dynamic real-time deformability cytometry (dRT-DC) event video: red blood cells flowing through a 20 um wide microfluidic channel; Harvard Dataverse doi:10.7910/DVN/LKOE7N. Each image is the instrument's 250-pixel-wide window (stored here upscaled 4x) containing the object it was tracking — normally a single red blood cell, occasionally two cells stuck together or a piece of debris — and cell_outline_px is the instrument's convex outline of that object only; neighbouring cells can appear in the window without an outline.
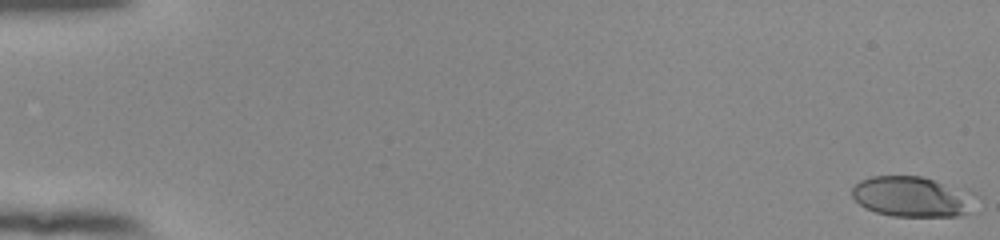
{"species": "human", "species_latin": "Homo sapiens", "temperature_condition": "room temperature", "stored_images_in_passage": 55, "camera_frame_rate_fps": 3000, "um_per_image_px": 0.085, "donor": {"sex": "female"}, "frame": {"image": 1, "passage_image": 1, "time_ms": 0.0, "image_size_px": [1000, 240], "cell_outline_px": [[980, 196], [968, 212], [960, 216], [892, 216], [876, 212], [864, 208], [852, 196], [852, 188], [860, 180], [872, 176], [920, 176], [968, 188], [976, 192]], "centroid_in_image_um": [77.63, 16.71], "position_along_channel_um": 7.4, "area_um2": 29.82}}
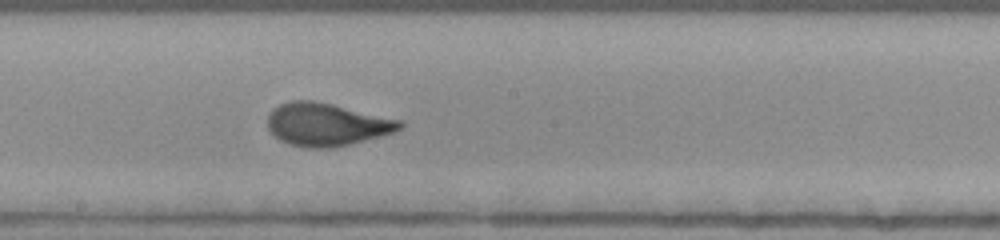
{"frame": {"image": 2, "passage_image": 32, "time_ms": 10.333, "image_size_px": [1000, 240], "cell_outline_px": [[404, 124], [400, 128], [392, 132], [380, 136], [332, 148], [308, 148], [288, 144], [280, 140], [268, 128], [268, 116], [272, 108], [280, 104], [292, 100], [312, 100], [332, 104], [404, 120]], "centroid_in_image_um": [27.76, 10.57], "position_along_channel_um": 220.4, "area_um2": 32.95}}
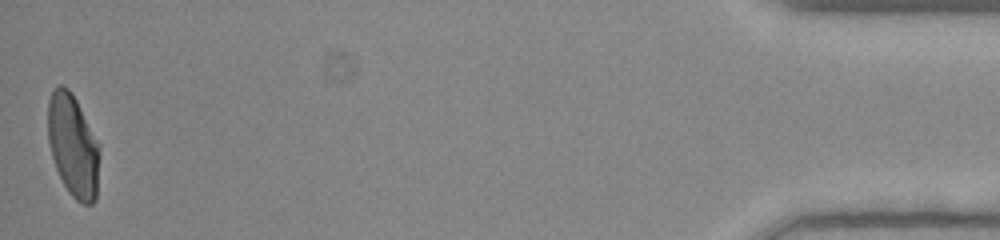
{"frame": {"image": 3, "passage_image": 55, "time_ms": 18.0, "image_size_px": [1000, 240], "cell_outline_px": [[100, 144], [96, 200], [92, 204], [80, 204], [68, 192], [56, 168], [52, 156], [48, 140], [48, 100], [52, 92], [60, 84], [64, 84], [72, 92]], "centroid_in_image_um": [6.22, 12.38], "position_along_channel_um": 429.0, "area_um2": 30.98}, "authors_computed_cell_mechanics": {"area_um2": 31.501, "velocity_mm_per_s": 3.8509, "shape_relaxation_time_tau1_ms": 4.2723, "shape_relaxation_time_tau2_ms": null, "deformation_change_tau1": 0.2054, "deformation_change_tau2": null}}